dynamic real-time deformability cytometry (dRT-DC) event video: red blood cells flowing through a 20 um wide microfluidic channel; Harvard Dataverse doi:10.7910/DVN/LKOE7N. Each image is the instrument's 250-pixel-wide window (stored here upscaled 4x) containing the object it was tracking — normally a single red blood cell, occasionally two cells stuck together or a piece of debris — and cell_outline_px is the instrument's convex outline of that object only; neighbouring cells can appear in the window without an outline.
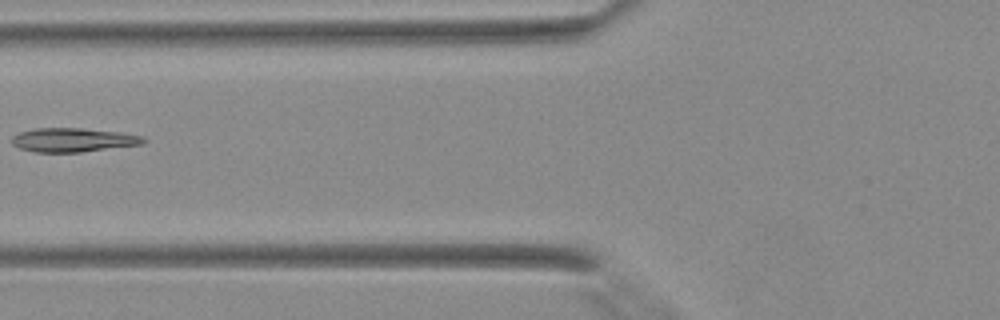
{"species": "Egyptian fruit bat (a non-hibernating species)", "species_latin": "Rousettus aegyptiacus", "temperature_condition": "warm", "stored_images_in_passage": 5, "camera_frame_rate_fps": 3000, "um_per_image_px": 0.085, "animal": {"sex": "female"}, "frame": {"image": 1, "passage_image": 5, "time_ms": 1.333, "image_size_px": [1000, 320], "cell_outline_px": [[148, 140], [144, 144], [80, 152], [36, 152], [20, 148], [12, 144], [12, 136], [20, 132], [36, 128], [80, 128], [120, 132], [144, 136]], "centroid_in_image_um": [6.25, 11.89], "position_along_channel_um": 119.5, "area_um2": 18.38}}